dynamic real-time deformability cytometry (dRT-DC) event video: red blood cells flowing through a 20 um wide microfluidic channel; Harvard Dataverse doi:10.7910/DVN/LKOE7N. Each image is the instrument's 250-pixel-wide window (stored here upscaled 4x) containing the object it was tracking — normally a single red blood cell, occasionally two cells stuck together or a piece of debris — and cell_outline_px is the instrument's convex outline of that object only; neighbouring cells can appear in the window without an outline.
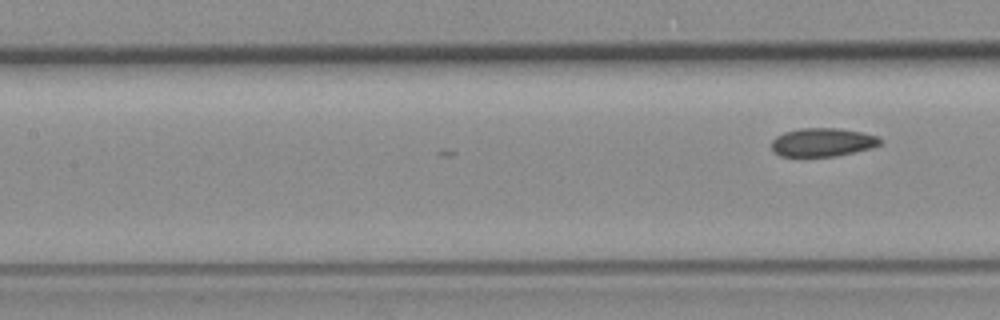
{"species": "common noctule bat (a hibernating species)", "species_latin": "Nyctalus noctula", "temperature_condition": "room temperature", "stored_images_in_passage": 21, "camera_frame_rate_fps": 3000, "um_per_image_px": 0.085, "animal": {"sex": "female", "body_mass_g": 19.3, "forearm_length_mm": 54.1}, "frame": {"image": 1, "passage_image": 21, "time_ms": 6.667, "image_size_px": [1000, 320], "cell_outline_px": [[880, 144], [868, 148], [836, 156], [780, 156], [772, 148], [772, 140], [776, 136], [784, 132], [800, 128], [840, 128], [860, 132], [876, 136], [880, 140]], "centroid_in_image_um": [69.86, 12.08], "position_along_channel_um": 137.5, "area_um2": 17.69}}